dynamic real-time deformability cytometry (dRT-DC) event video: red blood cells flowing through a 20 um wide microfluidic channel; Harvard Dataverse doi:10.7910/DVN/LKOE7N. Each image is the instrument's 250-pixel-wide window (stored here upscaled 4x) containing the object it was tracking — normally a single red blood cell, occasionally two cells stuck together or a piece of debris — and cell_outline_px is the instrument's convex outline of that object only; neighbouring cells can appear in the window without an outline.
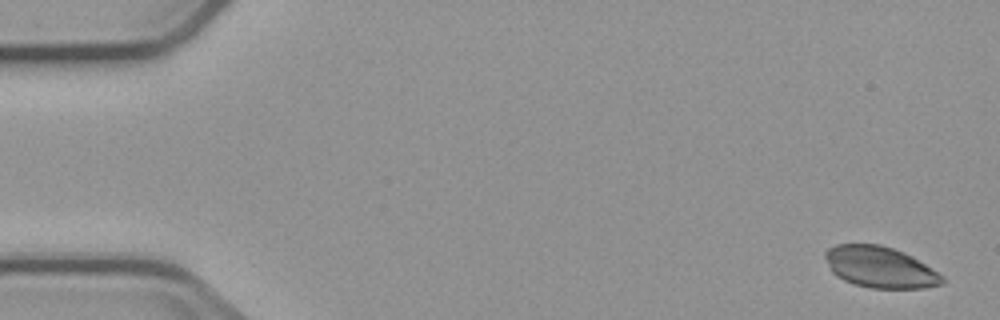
{"species": "common noctule bat (a hibernating species)", "species_latin": "Nyctalus noctula", "temperature_condition": "cold", "stored_images_in_passage": 6, "camera_frame_rate_fps": 3000, "um_per_image_px": 0.085, "animal": {"sex": "male", "body_mass_g": 23.1, "forearm_length_mm": 52.7}, "frame": {"image": 1, "passage_image": 1, "time_ms": 0.0, "image_size_px": [1000, 320], "cell_outline_px": [[944, 284], [924, 288], [872, 288], [852, 284], [836, 276], [832, 272], [824, 256], [824, 252], [828, 248], [836, 244], [880, 244], [904, 252], [912, 256], [944, 276]], "centroid_in_image_um": [74.8, 22.71], "position_along_channel_um": 10.2, "area_um2": 28.21}}